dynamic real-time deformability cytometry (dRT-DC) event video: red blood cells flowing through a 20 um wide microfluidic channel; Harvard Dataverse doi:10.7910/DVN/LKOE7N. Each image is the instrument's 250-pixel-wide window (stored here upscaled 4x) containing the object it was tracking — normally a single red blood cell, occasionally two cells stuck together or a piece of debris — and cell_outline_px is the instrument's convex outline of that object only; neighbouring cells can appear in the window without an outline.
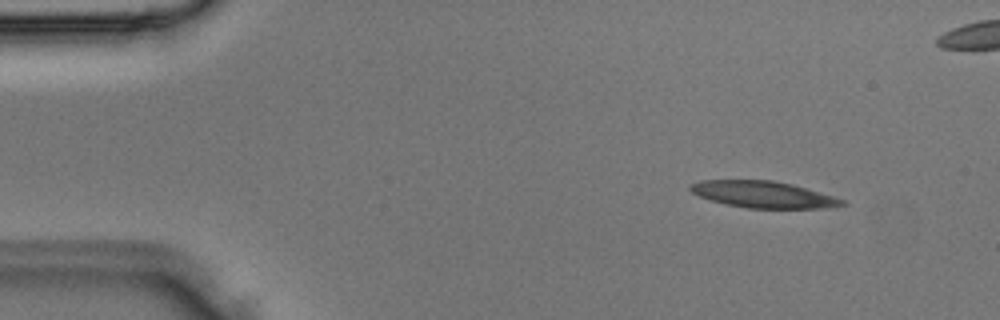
{"species": "Egyptian fruit bat (a non-hibernating species)", "species_latin": "Rousettus aegyptiacus", "temperature_condition": "room temperature", "stored_images_in_passage": 4, "camera_frame_rate_fps": 3000, "um_per_image_px": 0.085, "animal": {"sex": "male"}, "frame": {"image": 1, "passage_image": 1, "time_ms": 0.0, "image_size_px": [1000, 320], "cell_outline_px": [[848, 204], [828, 208], [748, 208], [724, 204], [700, 196], [692, 192], [688, 188], [688, 184], [700, 180], [772, 180], [792, 184], [832, 196], [844, 200]], "centroid_in_image_um": [64.85, 16.53], "position_along_channel_um": 20.2, "area_um2": 23.47}}
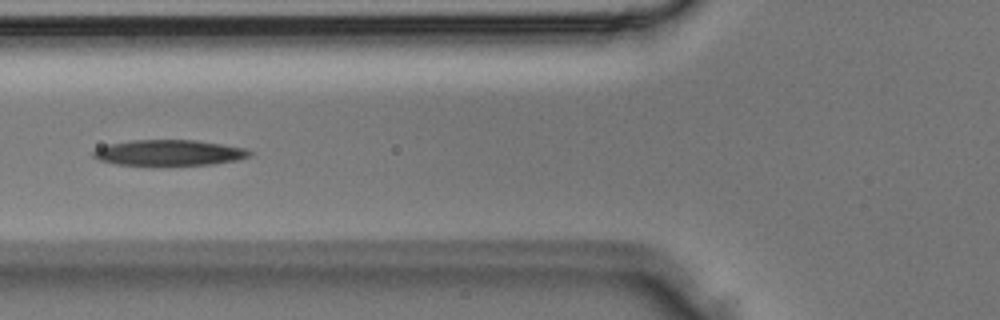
{"frame": {"image": 2, "passage_image": 4, "time_ms": 1.0, "image_size_px": [1000, 320], "cell_outline_px": [[252, 152], [248, 156], [236, 160], [212, 164], [116, 164], [100, 160], [92, 156], [92, 152], [108, 144], [132, 140], [196, 140], [244, 148]], "centroid_in_image_um": [14.35, 12.96], "position_along_channel_um": 111.4, "area_um2": 22.77}}